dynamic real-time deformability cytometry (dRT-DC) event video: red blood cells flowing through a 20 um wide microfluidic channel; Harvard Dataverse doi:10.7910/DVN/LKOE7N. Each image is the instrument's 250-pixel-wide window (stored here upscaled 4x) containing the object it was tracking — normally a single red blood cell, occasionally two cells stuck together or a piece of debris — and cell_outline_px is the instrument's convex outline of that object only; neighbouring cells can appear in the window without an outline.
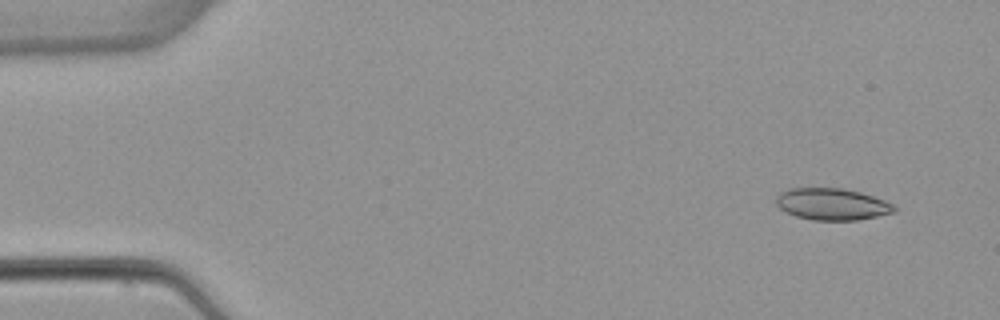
{"species": "common noctule bat (a hibernating species)", "species_latin": "Nyctalus noctula", "temperature_condition": "warm", "stored_images_in_passage": 3, "camera_frame_rate_fps": 3000, "um_per_image_px": 0.085, "animal": {"sex": "female", "body_mass_g": 22.7, "forearm_length_mm": 54.2}, "frame": {"image": 1, "passage_image": 1, "time_ms": 0.0, "image_size_px": [1000, 320], "cell_outline_px": [[896, 212], [856, 220], [812, 220], [796, 216], [780, 208], [776, 204], [776, 196], [780, 192], [788, 188], [844, 188], [860, 192], [884, 200], [892, 204], [896, 208]], "centroid_in_image_um": [70.71, 17.34], "position_along_channel_um": 14.3, "area_um2": 21.79}}
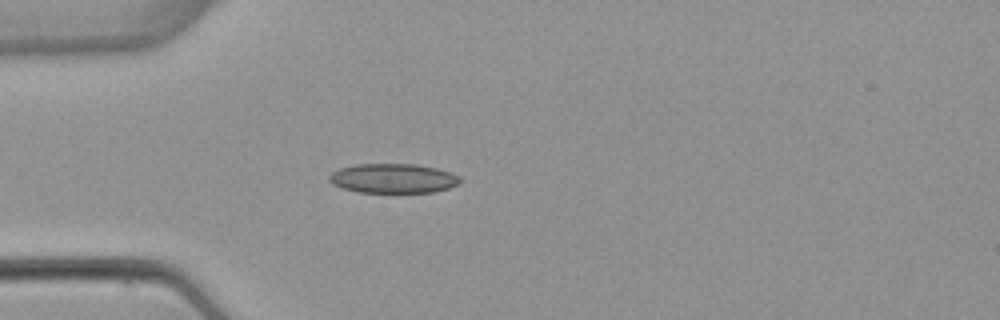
{"frame": {"image": 2, "passage_image": 3, "time_ms": 3.667, "image_size_px": [1000, 320], "cell_outline_px": [[464, 180], [460, 184], [448, 188], [432, 192], [356, 192], [332, 184], [328, 180], [328, 176], [332, 172], [340, 168], [356, 164], [416, 164], [436, 168], [460, 176]], "centroid_in_image_um": [33.43, 15.16], "position_along_channel_um": 51.6, "area_um2": 22.54}}